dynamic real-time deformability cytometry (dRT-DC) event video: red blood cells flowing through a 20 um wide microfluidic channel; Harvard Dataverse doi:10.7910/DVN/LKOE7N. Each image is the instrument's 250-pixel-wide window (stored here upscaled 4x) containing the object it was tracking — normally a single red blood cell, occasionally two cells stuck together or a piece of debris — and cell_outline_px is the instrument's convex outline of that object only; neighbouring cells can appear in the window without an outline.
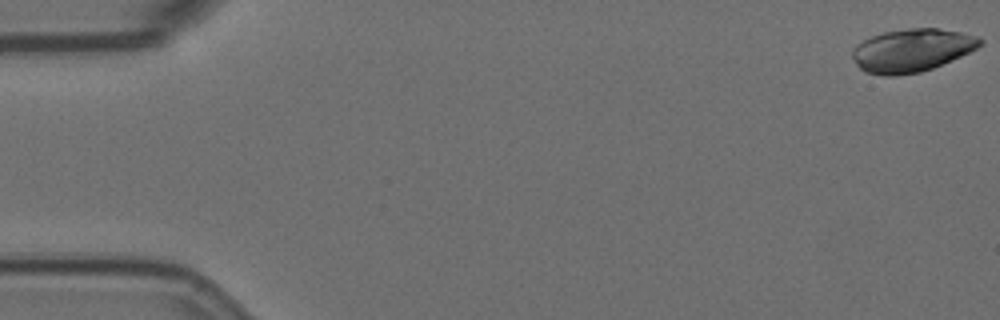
{"species": "Egyptian fruit bat (a non-hibernating species)", "species_latin": "Rousettus aegyptiacus", "temperature_condition": "room temperature", "stored_images_in_passage": 54, "camera_frame_rate_fps": 3000, "um_per_image_px": 0.085, "animal": {"sex": "female"}, "frame": {"image": 1, "passage_image": 1, "time_ms": 0.0, "image_size_px": [1000, 320], "cell_outline_px": [[984, 40], [976, 48], [960, 56], [932, 68], [920, 72], [896, 76], [884, 76], [864, 72], [856, 64], [852, 56], [852, 48], [856, 44], [872, 36], [884, 32], [908, 28], [936, 28], [960, 32], [976, 36]], "centroid_in_image_um": [77.46, 4.28], "position_along_channel_um": 7.5, "area_um2": 31.85}}
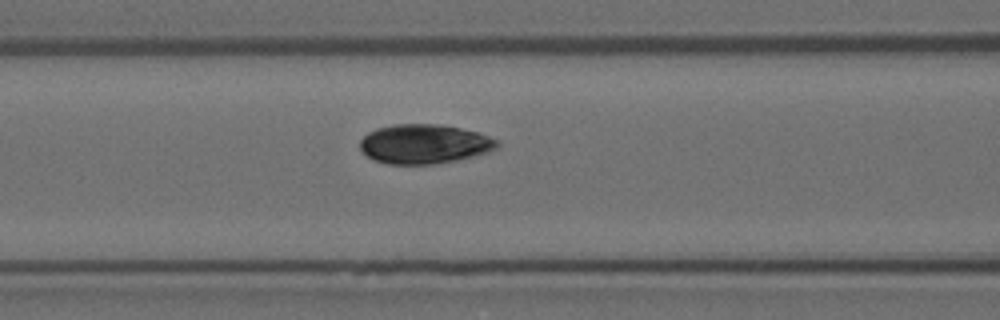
{"frame": {"image": 2, "passage_image": 24, "time_ms": 7.667, "image_size_px": [1000, 320], "cell_outline_px": [[500, 144], [496, 148], [488, 152], [456, 160], [432, 164], [388, 164], [372, 160], [360, 148], [360, 140], [368, 132], [376, 128], [396, 124], [440, 124], [480, 132], [500, 140]], "centroid_in_image_um": [36.08, 12.23], "position_along_channel_um": 130.5, "area_um2": 31.62}}
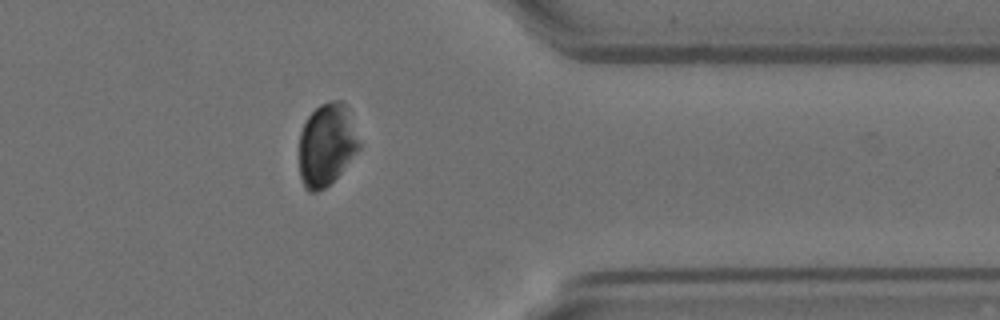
{"frame": {"image": 3, "passage_image": 47, "time_ms": 15.333, "image_size_px": [1000, 320], "cell_outline_px": [[360, 148], [340, 172], [324, 188], [316, 192], [308, 192], [304, 188], [300, 180], [300, 132], [308, 116], [320, 104], [332, 100], [340, 100], [348, 104], [360, 144]], "centroid_in_image_um": [27.76, 12.27], "position_along_channel_um": 383.6, "area_um2": 28.84}}